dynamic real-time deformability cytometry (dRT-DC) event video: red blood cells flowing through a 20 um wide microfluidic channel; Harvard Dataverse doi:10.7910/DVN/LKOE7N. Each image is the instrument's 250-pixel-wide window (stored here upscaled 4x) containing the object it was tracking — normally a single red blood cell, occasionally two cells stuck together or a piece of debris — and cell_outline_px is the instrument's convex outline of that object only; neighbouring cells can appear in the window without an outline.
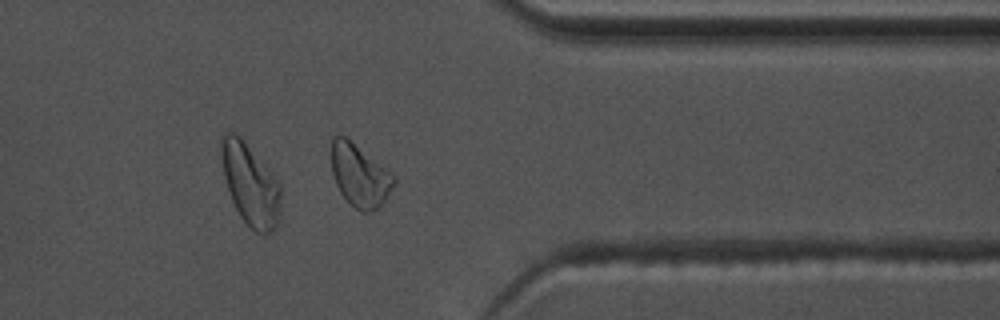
{"species": "common noctule bat (a hibernating species)", "species_latin": "Nyctalus noctula", "temperature_condition": "warm", "stored_images_in_passage": 38, "camera_frame_rate_fps": 3000, "um_per_image_px": 0.085, "animal": {"sex": "male", "body_mass_g": 17.5, "forearm_length_mm": 52.3}, "frame": {"image": 1, "passage_image": 27, "time_ms": 8.667, "image_size_px": [1000, 320], "cell_outline_px": [[396, 184], [384, 200], [372, 212], [364, 212], [356, 208], [340, 192], [336, 184], [332, 172], [332, 136], [340, 132], [392, 172], [396, 176]], "centroid_in_image_um": [30.58, 14.87], "position_along_channel_um": 380.8, "area_um2": 22.72}}
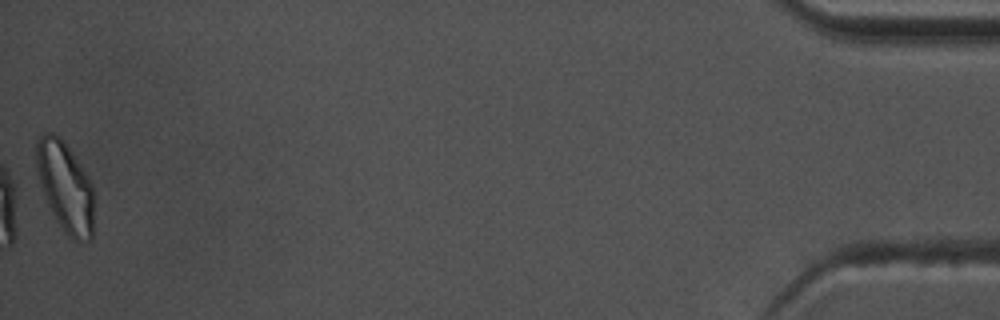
{"frame": {"image": 2, "passage_image": 38, "time_ms": 12.333, "image_size_px": [1000, 320], "cell_outline_px": [[96, 200], [92, 240], [72, 240], [64, 232], [56, 220], [40, 188], [36, 168], [36, 140], [44, 132], [52, 132], [60, 136], [88, 176]], "centroid_in_image_um": [5.56, 15.9], "position_along_channel_um": 429.6, "area_um2": 30.81}, "authors_computed_cell_mechanics": {"area_um2": 20.1433, "velocity_mm_per_s": 3.7032, "shape_relaxation_time_tau1_ms": null, "shape_relaxation_time_tau2_ms": 4.2591, "deformation_change_tau1": null, "deformation_change_tau2": 0.1119}}